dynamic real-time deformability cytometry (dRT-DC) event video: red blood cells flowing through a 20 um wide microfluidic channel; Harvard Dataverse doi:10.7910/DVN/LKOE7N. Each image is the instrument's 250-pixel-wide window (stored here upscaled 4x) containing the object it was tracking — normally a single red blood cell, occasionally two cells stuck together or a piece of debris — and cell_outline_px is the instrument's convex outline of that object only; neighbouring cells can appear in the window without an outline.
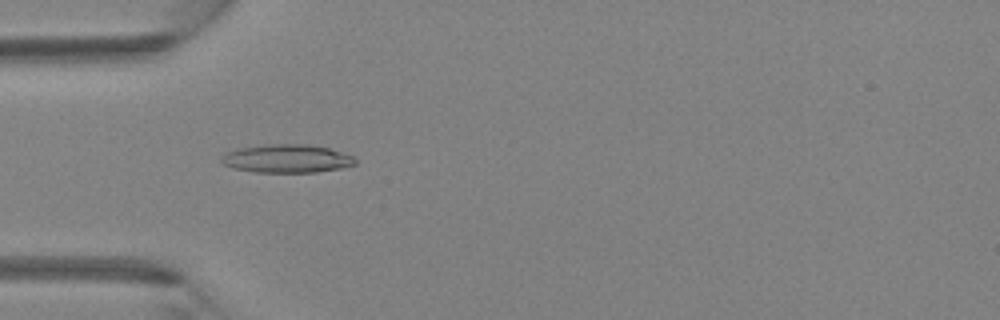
{"species": "Egyptian fruit bat (a non-hibernating species)", "species_latin": "Rousettus aegyptiacus", "temperature_condition": "room temperature", "stored_images_in_passage": 4, "camera_frame_rate_fps": 3000, "um_per_image_px": 0.085, "animal": {"sex": "female"}, "frame": {"image": 1, "passage_image": 3, "time_ms": 0.667, "image_size_px": [1000, 320], "cell_outline_px": [[356, 164], [340, 168], [316, 172], [256, 172], [232, 168], [224, 164], [220, 160], [224, 152], [236, 148], [268, 144], [308, 144], [328, 148], [352, 156], [356, 160]], "centroid_in_image_um": [24.33, 13.47], "position_along_channel_um": 60.7, "area_um2": 22.08}}
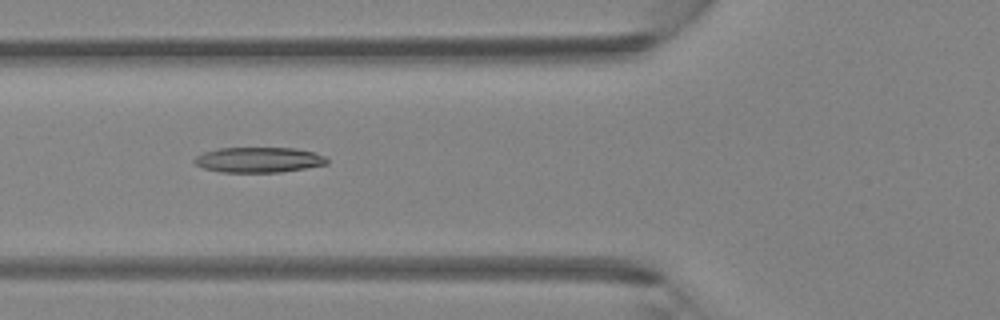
{"frame": {"image": 2, "passage_image": 4, "time_ms": 1.0, "image_size_px": [1000, 320], "cell_outline_px": [[328, 164], [280, 172], [220, 172], [204, 168], [196, 164], [192, 160], [196, 156], [204, 152], [220, 148], [296, 148], [312, 152], [324, 156], [328, 160]], "centroid_in_image_um": [21.97, 13.58], "position_along_channel_um": 103.8, "area_um2": 19.42}}